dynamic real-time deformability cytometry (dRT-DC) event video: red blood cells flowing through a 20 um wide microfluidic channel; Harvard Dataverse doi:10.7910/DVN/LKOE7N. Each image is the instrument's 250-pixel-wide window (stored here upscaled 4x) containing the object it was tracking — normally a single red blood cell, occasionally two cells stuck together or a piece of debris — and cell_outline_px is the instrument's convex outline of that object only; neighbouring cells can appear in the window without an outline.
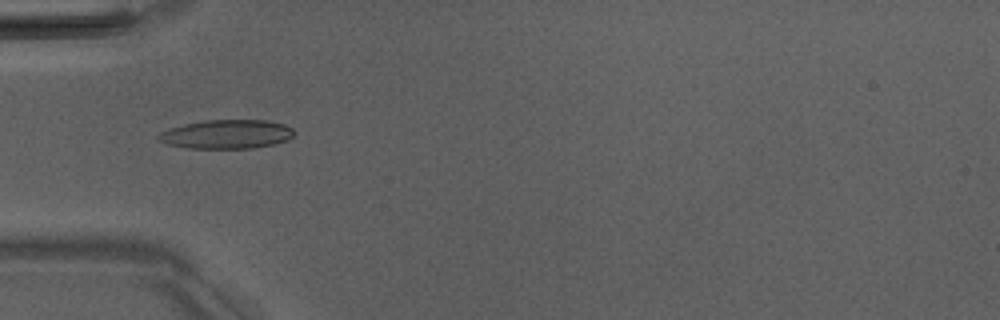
{"species": "Egyptian fruit bat (a non-hibernating species)", "species_latin": "Rousettus aegyptiacus", "temperature_condition": "room temperature", "stored_images_in_passage": 7, "camera_frame_rate_fps": 3000, "um_per_image_px": 0.085, "animal": {"sex": "male"}, "frame": {"image": 1, "passage_image": 5, "time_ms": 5.333, "image_size_px": [1000, 320], "cell_outline_px": [[292, 136], [288, 140], [272, 144], [252, 148], [188, 148], [168, 144], [156, 140], [156, 136], [160, 132], [168, 128], [184, 124], [204, 120], [268, 120], [284, 124], [292, 128]], "centroid_in_image_um": [19.21, 11.4], "position_along_channel_um": 65.8, "area_um2": 22.89}}
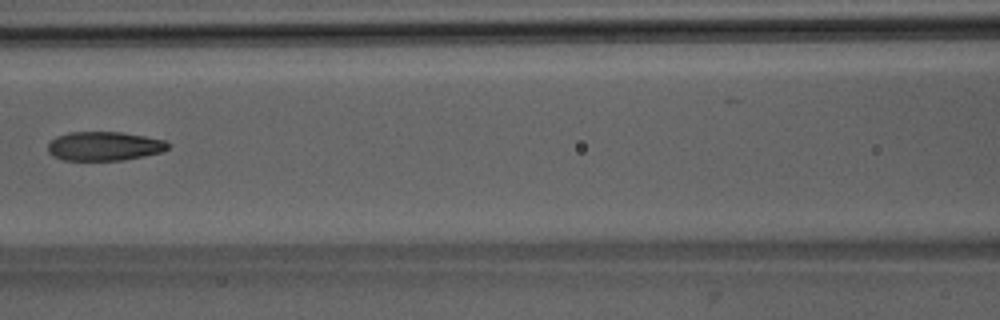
{"frame": {"image": 2, "passage_image": 7, "time_ms": 7.667, "image_size_px": [1000, 320], "cell_outline_px": [[168, 148], [160, 152], [144, 156], [124, 160], [64, 160], [52, 156], [48, 152], [48, 144], [56, 136], [68, 132], [120, 132], [144, 136], [164, 140], [168, 144]], "centroid_in_image_um": [8.82, 12.42], "position_along_channel_um": 157.8, "area_um2": 20.23}}